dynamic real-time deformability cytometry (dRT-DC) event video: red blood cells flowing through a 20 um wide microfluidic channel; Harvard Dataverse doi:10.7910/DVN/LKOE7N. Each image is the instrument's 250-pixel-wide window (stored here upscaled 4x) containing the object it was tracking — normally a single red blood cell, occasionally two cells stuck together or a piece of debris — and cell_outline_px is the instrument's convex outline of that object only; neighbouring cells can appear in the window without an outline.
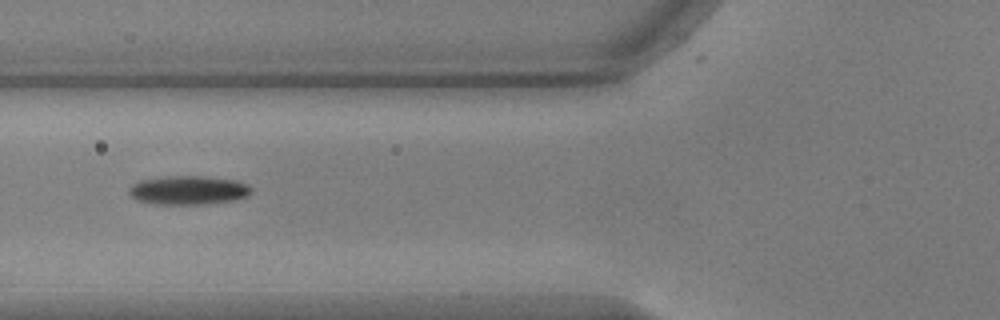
{"species": "common noctule bat (a hibernating species)", "species_latin": "Nyctalus noctula", "temperature_condition": "warm", "stored_images_in_passage": 35, "camera_frame_rate_fps": 3000, "um_per_image_px": 0.085, "animal": {"sex": "male", "body_mass_g": 17.9, "forearm_length_mm": 54.2}, "frame": {"image": 1, "passage_image": 2, "time_ms": 0.333, "image_size_px": [1000, 320], "cell_outline_px": [[252, 192], [248, 196], [236, 200], [204, 204], [156, 204], [136, 200], [128, 192], [128, 188], [132, 184], [140, 180], [168, 176], [204, 176], [236, 180], [248, 184], [252, 188]], "centroid_in_image_um": [16.03, 16.16], "position_along_channel_um": 109.8, "area_um2": 20.75}}
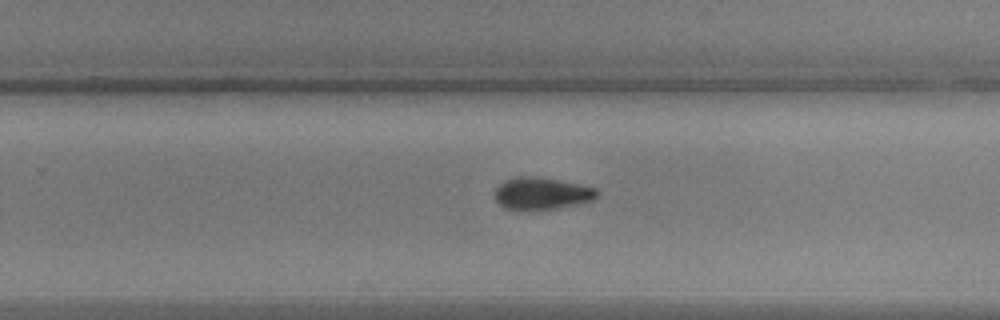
{"frame": {"image": 2, "passage_image": 16, "time_ms": 5.0, "image_size_px": [1000, 320], "cell_outline_px": [[600, 196], [592, 200], [576, 204], [556, 208], [532, 212], [524, 212], [504, 208], [496, 200], [496, 188], [504, 180], [516, 176], [536, 176], [560, 180], [596, 188], [600, 192]], "centroid_in_image_um": [46.04, 16.47], "position_along_channel_um": 283.8, "area_um2": 19.65}}
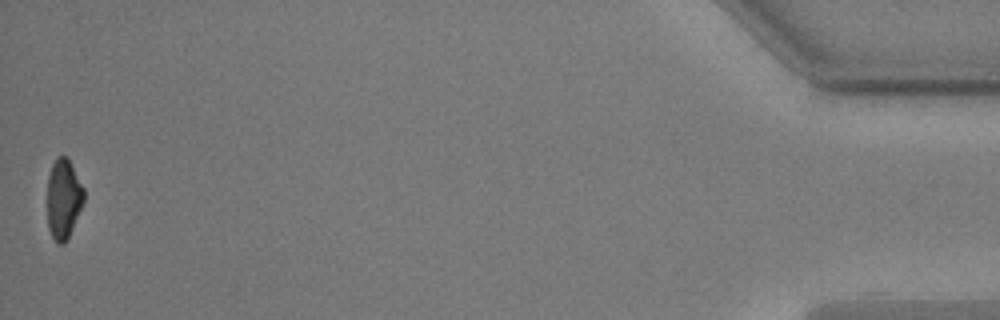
{"frame": {"image": 3, "passage_image": 35, "time_ms": 11.333, "image_size_px": [1000, 320], "cell_outline_px": [[84, 200], [68, 240], [64, 244], [56, 244], [48, 228], [48, 176], [52, 164], [56, 156], [64, 156], [68, 160], [84, 188]], "centroid_in_image_um": [5.39, 16.95], "position_along_channel_um": 429.8, "area_um2": 16.94}, "authors_computed_cell_mechanics": {"area_um2": 19.652, "velocity_mm_per_s": 3.7238, "shape_relaxation_time_tau1_ms": 2.664, "shape_relaxation_time_tau2_ms": 5.4621, "deformation_change_tau1": 0.1081, "deformation_change_tau2": 0.1121}}